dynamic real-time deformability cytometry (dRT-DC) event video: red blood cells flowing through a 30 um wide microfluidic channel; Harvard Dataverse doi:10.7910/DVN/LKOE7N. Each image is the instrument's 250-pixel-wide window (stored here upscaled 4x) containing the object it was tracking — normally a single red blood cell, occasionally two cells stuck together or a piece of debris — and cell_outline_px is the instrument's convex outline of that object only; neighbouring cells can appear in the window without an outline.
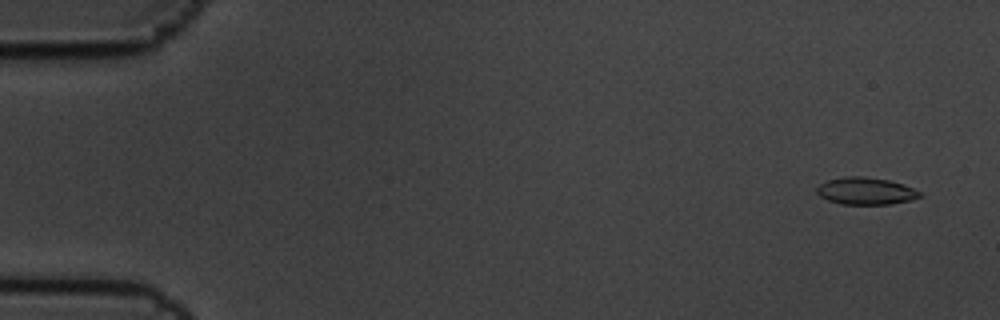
{"species": "common noctule bat (a hibernating species)", "species_latin": "Nyctalus noctula", "temperature_condition": "cold", "stored_images_in_passage": 15, "camera_frame_rate_fps": 3000, "um_per_image_px": 0.085, "animal": {"sex": "male", "body_mass_g": 19.5, "forearm_length_mm": 54.6}, "frame": {"image": 1, "passage_image": 1, "time_ms": 0.0, "image_size_px": [1000, 320], "cell_outline_px": [[920, 196], [908, 200], [892, 204], [840, 204], [828, 200], [820, 196], [816, 192], [816, 188], [820, 184], [828, 180], [844, 176], [860, 176], [888, 180], [904, 184], [920, 192]], "centroid_in_image_um": [73.54, 16.23], "position_along_channel_um": 11.5, "area_um2": 16.13}}
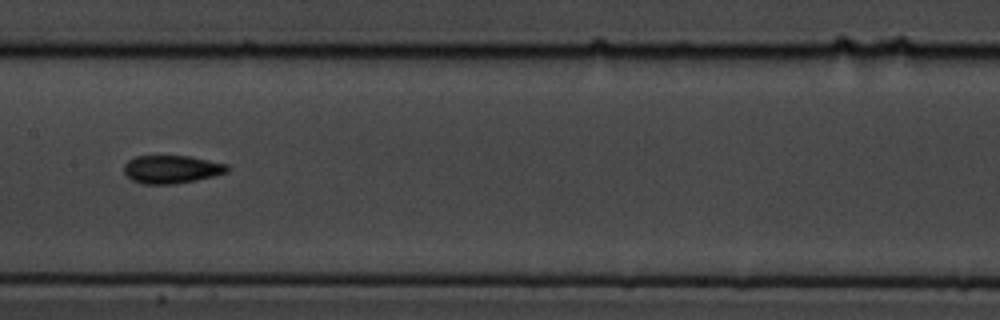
{"frame": {"image": 2, "passage_image": 8, "time_ms": 2.333, "image_size_px": [1000, 320], "cell_outline_px": [[228, 172], [196, 180], [172, 184], [144, 184], [132, 180], [124, 172], [124, 164], [128, 160], [136, 156], [188, 156], [228, 164]], "centroid_in_image_um": [14.57, 14.39], "position_along_channel_um": 192.8, "area_um2": 16.76}}
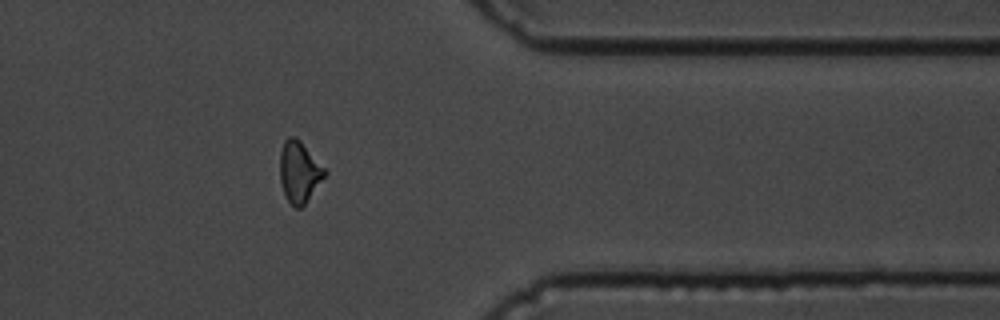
{"frame": {"image": 3, "passage_image": 13, "time_ms": 4.0, "image_size_px": [1000, 320], "cell_outline_px": [[328, 172], [304, 204], [300, 208], [296, 208], [288, 200], [284, 192], [280, 180], [280, 152], [284, 140], [288, 136], [296, 136], [300, 140]], "centroid_in_image_um": [25.43, 14.57], "position_along_channel_um": 386.0, "area_um2": 15.78}}